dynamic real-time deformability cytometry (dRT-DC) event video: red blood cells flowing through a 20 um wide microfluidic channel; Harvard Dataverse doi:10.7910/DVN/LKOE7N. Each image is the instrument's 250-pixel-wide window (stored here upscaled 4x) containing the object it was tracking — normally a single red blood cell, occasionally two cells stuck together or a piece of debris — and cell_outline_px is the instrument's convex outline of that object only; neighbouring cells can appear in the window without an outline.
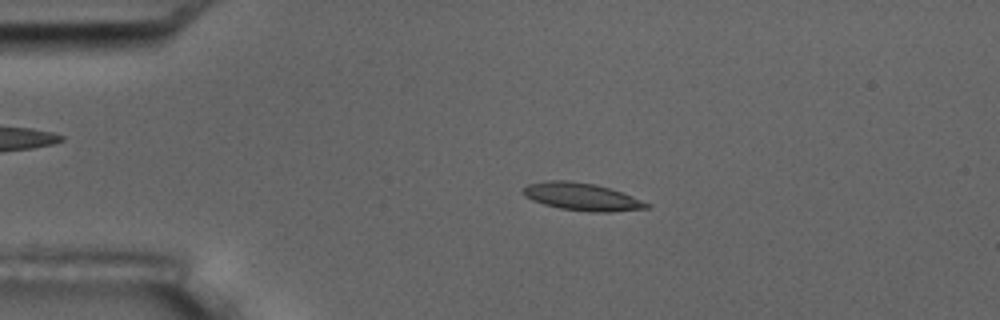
{"species": "common noctule bat (a hibernating species)", "species_latin": "Nyctalus noctula", "temperature_condition": "room temperature", "stored_images_in_passage": 4, "camera_frame_rate_fps": 3000, "um_per_image_px": 0.085, "animal": {"sex": "male", "body_mass_g": 17.5, "forearm_length_mm": 52.3}, "frame": {"image": 1, "passage_image": 3, "time_ms": 2.333, "image_size_px": [1000, 320], "cell_outline_px": [[652, 204], [648, 208], [608, 212], [588, 212], [560, 208], [544, 204], [532, 200], [524, 196], [520, 192], [520, 188], [528, 184], [548, 180], [568, 180], [596, 184], [612, 188]], "centroid_in_image_um": [49.43, 16.71], "position_along_channel_um": 35.6, "area_um2": 20.11}}